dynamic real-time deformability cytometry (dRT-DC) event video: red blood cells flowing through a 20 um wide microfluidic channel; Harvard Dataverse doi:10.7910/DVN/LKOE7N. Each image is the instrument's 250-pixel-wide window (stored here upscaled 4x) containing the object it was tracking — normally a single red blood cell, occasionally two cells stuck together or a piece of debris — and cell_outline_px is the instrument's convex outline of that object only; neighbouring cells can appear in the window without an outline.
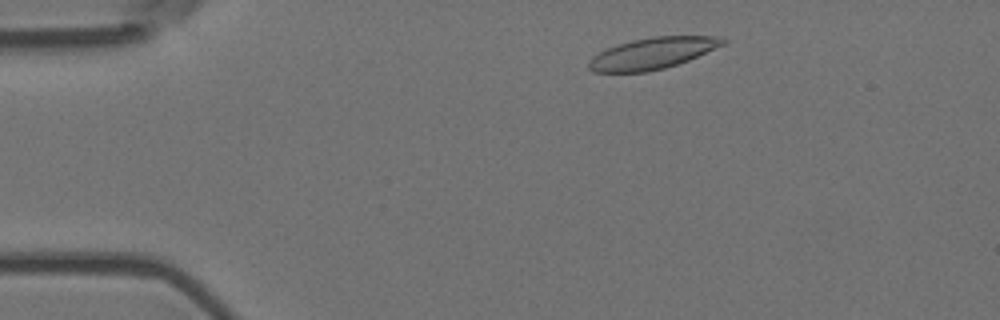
{"species": "Egyptian fruit bat (a non-hibernating species)", "species_latin": "Rousettus aegyptiacus", "temperature_condition": "room temperature", "stored_images_in_passage": 8, "camera_frame_rate_fps": 3000, "um_per_image_px": 0.085, "animal": {"sex": "female"}, "frame": {"image": 1, "passage_image": 2, "time_ms": 0.333, "image_size_px": [1000, 320], "cell_outline_px": [[728, 40], [724, 44], [688, 60], [664, 68], [648, 72], [592, 72], [588, 68], [588, 60], [592, 56], [608, 48], [632, 40], [652, 36], [712, 36]], "centroid_in_image_um": [55.41, 4.54], "position_along_channel_um": 29.6, "area_um2": 24.28}}
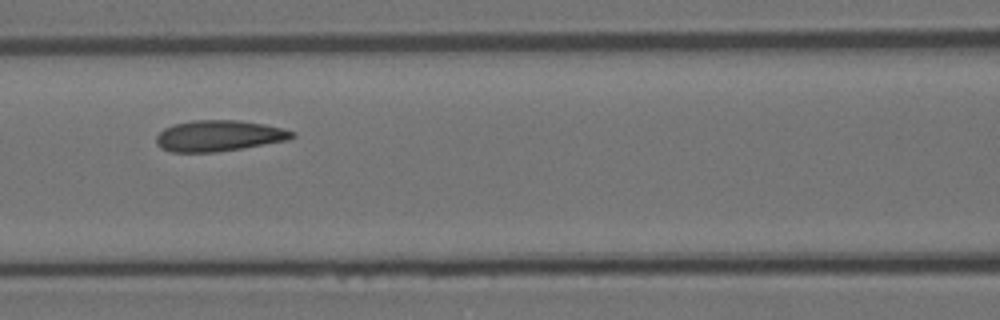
{"frame": {"image": 2, "passage_image": 6, "time_ms": 1.667, "image_size_px": [1000, 320], "cell_outline_px": [[296, 136], [288, 140], [216, 152], [172, 152], [160, 148], [156, 144], [156, 136], [164, 128], [172, 124], [192, 120], [240, 120], [264, 124], [284, 128], [296, 132]], "centroid_in_image_um": [18.6, 11.53], "position_along_channel_um": 148.0, "area_um2": 24.68}}
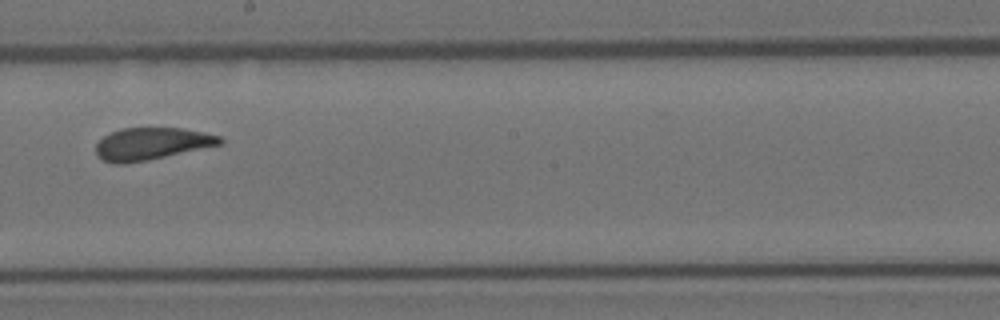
{"frame": {"image": 3, "passage_image": 8, "time_ms": 2.333, "image_size_px": [1000, 320], "cell_outline_px": [[224, 144], [148, 160], [124, 164], [112, 164], [100, 160], [96, 156], [96, 144], [104, 136], [120, 128], [184, 128], [204, 132], [220, 136], [224, 140]], "centroid_in_image_um": [12.88, 12.23], "position_along_channel_um": 235.3, "area_um2": 23.58}}